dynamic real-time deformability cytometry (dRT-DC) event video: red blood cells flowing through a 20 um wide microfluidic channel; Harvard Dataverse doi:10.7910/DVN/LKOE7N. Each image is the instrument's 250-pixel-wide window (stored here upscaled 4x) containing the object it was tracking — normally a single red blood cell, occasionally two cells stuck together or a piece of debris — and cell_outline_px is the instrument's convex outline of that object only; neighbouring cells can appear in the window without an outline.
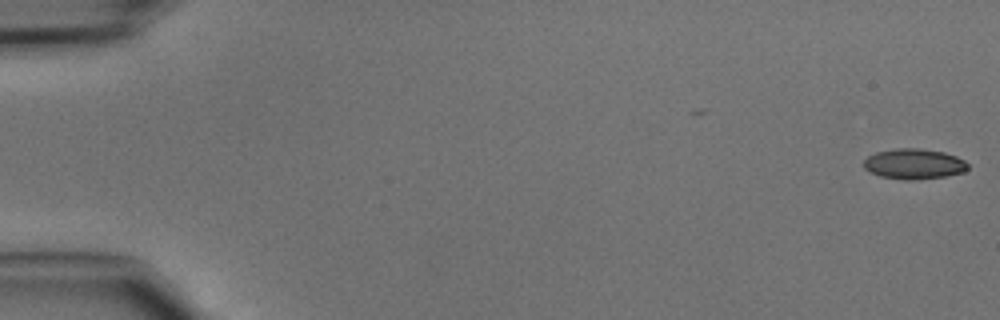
{"species": "common noctule bat (a hibernating species)", "species_latin": "Nyctalus noctula", "temperature_condition": "cold", "stored_images_in_passage": 47, "camera_frame_rate_fps": 3000, "um_per_image_px": 0.085, "animal": {"sex": "male", "body_mass_g": 15.6}, "frame": {"image": 1, "passage_image": 1, "time_ms": 0.0, "image_size_px": [1000, 320], "cell_outline_px": [[968, 168], [964, 172], [944, 176], [912, 180], [908, 180], [880, 176], [864, 168], [864, 160], [868, 156], [876, 152], [896, 148], [920, 148], [944, 152], [956, 156], [964, 160], [968, 164]], "centroid_in_image_um": [77.7, 13.92], "position_along_channel_um": 7.3, "area_um2": 18.32}}
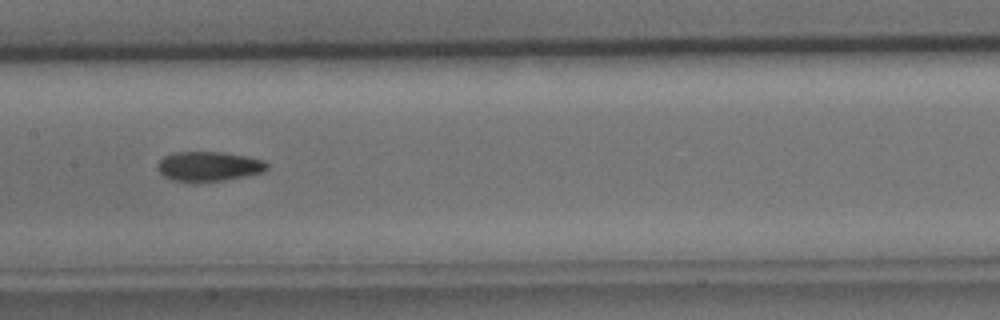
{"frame": {"image": 2, "passage_image": 24, "time_ms": 7.667, "image_size_px": [1000, 320], "cell_outline_px": [[268, 168], [264, 172], [244, 176], [220, 180], [172, 180], [164, 176], [156, 168], [156, 164], [164, 156], [176, 152], [224, 152], [248, 156], [264, 160], [268, 164]], "centroid_in_image_um": [17.76, 14.1], "position_along_channel_um": 189.6, "area_um2": 18.61}}
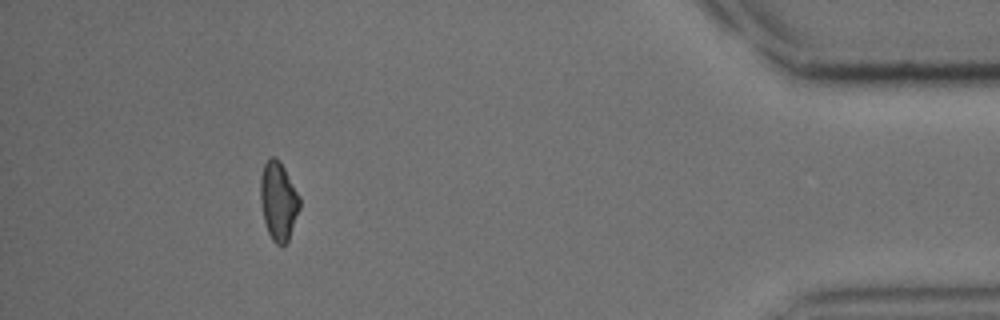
{"frame": {"image": 3, "passage_image": 43, "time_ms": 14.0, "image_size_px": [1000, 320], "cell_outline_px": [[300, 208], [288, 240], [284, 244], [276, 244], [272, 240], [268, 232], [264, 220], [260, 204], [260, 176], [264, 164], [272, 156], [276, 156], [280, 160], [300, 196]], "centroid_in_image_um": [23.66, 17.05], "position_along_channel_um": 411.5, "area_um2": 18.03}}